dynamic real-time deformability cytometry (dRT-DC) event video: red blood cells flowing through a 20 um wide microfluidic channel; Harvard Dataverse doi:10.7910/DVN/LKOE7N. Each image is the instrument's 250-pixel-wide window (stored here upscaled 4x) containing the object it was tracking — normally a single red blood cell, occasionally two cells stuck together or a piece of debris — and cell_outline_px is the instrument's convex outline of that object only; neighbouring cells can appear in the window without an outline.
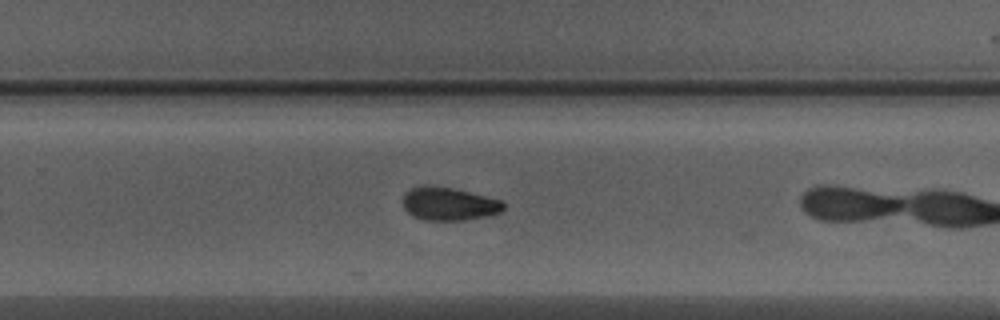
{"species": "Egyptian fruit bat (a non-hibernating species)", "species_latin": "Rousettus aegyptiacus", "temperature_condition": "warm", "stored_images_in_passage": 18, "camera_frame_rate_fps": 3000, "um_per_image_px": 0.085, "animal": {"sex": "male"}, "frame": {"image": 1, "passage_image": 17, "time_ms": 5.333, "image_size_px": [1000, 320], "cell_outline_px": [[504, 208], [500, 212], [484, 216], [464, 220], [424, 220], [412, 216], [404, 208], [404, 192], [412, 188], [424, 184], [452, 188], [504, 200]], "centroid_in_image_um": [38.14, 17.32], "position_along_channel_um": 291.7, "area_um2": 19.42}}